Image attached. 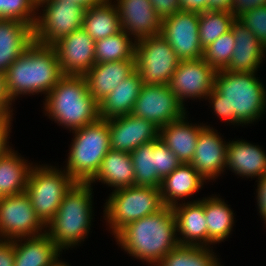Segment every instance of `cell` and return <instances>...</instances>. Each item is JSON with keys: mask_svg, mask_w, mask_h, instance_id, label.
Segmentation results:
<instances>
[{"mask_svg": "<svg viewBox=\"0 0 266 266\" xmlns=\"http://www.w3.org/2000/svg\"><path fill=\"white\" fill-rule=\"evenodd\" d=\"M259 78L253 72L218 70L214 89L206 98L215 115L237 126L261 119L266 112V89Z\"/></svg>", "mask_w": 266, "mask_h": 266, "instance_id": "6da1fadb", "label": "cell"}, {"mask_svg": "<svg viewBox=\"0 0 266 266\" xmlns=\"http://www.w3.org/2000/svg\"><path fill=\"white\" fill-rule=\"evenodd\" d=\"M116 242L129 256L148 265H156L175 247L176 220L171 206L145 216L123 227L115 236Z\"/></svg>", "mask_w": 266, "mask_h": 266, "instance_id": "7a4b0ae2", "label": "cell"}, {"mask_svg": "<svg viewBox=\"0 0 266 266\" xmlns=\"http://www.w3.org/2000/svg\"><path fill=\"white\" fill-rule=\"evenodd\" d=\"M5 75L8 93L15 102L21 95L41 93L46 96L64 73L54 47L33 42L9 66Z\"/></svg>", "mask_w": 266, "mask_h": 266, "instance_id": "3957f363", "label": "cell"}, {"mask_svg": "<svg viewBox=\"0 0 266 266\" xmlns=\"http://www.w3.org/2000/svg\"><path fill=\"white\" fill-rule=\"evenodd\" d=\"M44 98V114L70 132L100 118L84 76L64 75Z\"/></svg>", "mask_w": 266, "mask_h": 266, "instance_id": "277c9868", "label": "cell"}, {"mask_svg": "<svg viewBox=\"0 0 266 266\" xmlns=\"http://www.w3.org/2000/svg\"><path fill=\"white\" fill-rule=\"evenodd\" d=\"M92 187L89 183L76 182L65 194L57 213L46 225L45 233L62 252L79 246L88 238L94 215Z\"/></svg>", "mask_w": 266, "mask_h": 266, "instance_id": "5b68a950", "label": "cell"}, {"mask_svg": "<svg viewBox=\"0 0 266 266\" xmlns=\"http://www.w3.org/2000/svg\"><path fill=\"white\" fill-rule=\"evenodd\" d=\"M109 131L107 120L102 118L72 131L64 170L75 182L88 183L95 176L111 149Z\"/></svg>", "mask_w": 266, "mask_h": 266, "instance_id": "8992f818", "label": "cell"}, {"mask_svg": "<svg viewBox=\"0 0 266 266\" xmlns=\"http://www.w3.org/2000/svg\"><path fill=\"white\" fill-rule=\"evenodd\" d=\"M112 191L105 202L103 218L114 236L126 225L165 207L160 188L134 185Z\"/></svg>", "mask_w": 266, "mask_h": 266, "instance_id": "52a82bcc", "label": "cell"}, {"mask_svg": "<svg viewBox=\"0 0 266 266\" xmlns=\"http://www.w3.org/2000/svg\"><path fill=\"white\" fill-rule=\"evenodd\" d=\"M76 182L65 171L48 164L34 165L25 193L39 220L46 226L57 213L65 194Z\"/></svg>", "mask_w": 266, "mask_h": 266, "instance_id": "ba28073f", "label": "cell"}, {"mask_svg": "<svg viewBox=\"0 0 266 266\" xmlns=\"http://www.w3.org/2000/svg\"><path fill=\"white\" fill-rule=\"evenodd\" d=\"M45 5V6H44ZM34 32V42L53 45L61 37L82 28L86 9L68 1L40 0Z\"/></svg>", "mask_w": 266, "mask_h": 266, "instance_id": "9c48e42d", "label": "cell"}, {"mask_svg": "<svg viewBox=\"0 0 266 266\" xmlns=\"http://www.w3.org/2000/svg\"><path fill=\"white\" fill-rule=\"evenodd\" d=\"M135 60L143 84L151 85H168L180 61L161 34L137 40Z\"/></svg>", "mask_w": 266, "mask_h": 266, "instance_id": "30bf717a", "label": "cell"}, {"mask_svg": "<svg viewBox=\"0 0 266 266\" xmlns=\"http://www.w3.org/2000/svg\"><path fill=\"white\" fill-rule=\"evenodd\" d=\"M46 226L39 220L29 196H3L0 200V239L15 240L44 234Z\"/></svg>", "mask_w": 266, "mask_h": 266, "instance_id": "8fae6325", "label": "cell"}, {"mask_svg": "<svg viewBox=\"0 0 266 266\" xmlns=\"http://www.w3.org/2000/svg\"><path fill=\"white\" fill-rule=\"evenodd\" d=\"M186 110L168 85L143 84L131 114L160 129L182 118Z\"/></svg>", "mask_w": 266, "mask_h": 266, "instance_id": "7c38bea8", "label": "cell"}, {"mask_svg": "<svg viewBox=\"0 0 266 266\" xmlns=\"http://www.w3.org/2000/svg\"><path fill=\"white\" fill-rule=\"evenodd\" d=\"M199 14L181 10L162 20L160 34L180 61L203 58L204 49L199 40Z\"/></svg>", "mask_w": 266, "mask_h": 266, "instance_id": "4fadbf2b", "label": "cell"}, {"mask_svg": "<svg viewBox=\"0 0 266 266\" xmlns=\"http://www.w3.org/2000/svg\"><path fill=\"white\" fill-rule=\"evenodd\" d=\"M216 72L203 58L179 61L168 86L185 107V100L190 98L206 100L214 89Z\"/></svg>", "mask_w": 266, "mask_h": 266, "instance_id": "5bb4252c", "label": "cell"}, {"mask_svg": "<svg viewBox=\"0 0 266 266\" xmlns=\"http://www.w3.org/2000/svg\"><path fill=\"white\" fill-rule=\"evenodd\" d=\"M64 75L84 76L95 64V41L83 28L61 37L53 45Z\"/></svg>", "mask_w": 266, "mask_h": 266, "instance_id": "9a60e30c", "label": "cell"}, {"mask_svg": "<svg viewBox=\"0 0 266 266\" xmlns=\"http://www.w3.org/2000/svg\"><path fill=\"white\" fill-rule=\"evenodd\" d=\"M111 150L131 153L141 144L159 138V128L144 118L127 114L107 119Z\"/></svg>", "mask_w": 266, "mask_h": 266, "instance_id": "2e32d148", "label": "cell"}, {"mask_svg": "<svg viewBox=\"0 0 266 266\" xmlns=\"http://www.w3.org/2000/svg\"><path fill=\"white\" fill-rule=\"evenodd\" d=\"M114 5L118 11L121 30L135 41L160 35L162 20L150 0H115Z\"/></svg>", "mask_w": 266, "mask_h": 266, "instance_id": "e0dca14e", "label": "cell"}, {"mask_svg": "<svg viewBox=\"0 0 266 266\" xmlns=\"http://www.w3.org/2000/svg\"><path fill=\"white\" fill-rule=\"evenodd\" d=\"M199 133L195 154L190 164L205 179L215 180L225 172L226 142L210 125ZM224 140V141H223Z\"/></svg>", "mask_w": 266, "mask_h": 266, "instance_id": "ac0fdd59", "label": "cell"}, {"mask_svg": "<svg viewBox=\"0 0 266 266\" xmlns=\"http://www.w3.org/2000/svg\"><path fill=\"white\" fill-rule=\"evenodd\" d=\"M172 210L175 215L179 245L208 248L207 220L204 215V197L202 200L198 198V200L187 201V203L184 200L172 206Z\"/></svg>", "mask_w": 266, "mask_h": 266, "instance_id": "d6986e66", "label": "cell"}, {"mask_svg": "<svg viewBox=\"0 0 266 266\" xmlns=\"http://www.w3.org/2000/svg\"><path fill=\"white\" fill-rule=\"evenodd\" d=\"M235 39V47L229 65L230 72L256 73L266 56V47L238 19L231 25Z\"/></svg>", "mask_w": 266, "mask_h": 266, "instance_id": "ffe728a7", "label": "cell"}, {"mask_svg": "<svg viewBox=\"0 0 266 266\" xmlns=\"http://www.w3.org/2000/svg\"><path fill=\"white\" fill-rule=\"evenodd\" d=\"M242 178L259 179L266 174V153L259 146L246 140L229 141L225 169Z\"/></svg>", "mask_w": 266, "mask_h": 266, "instance_id": "44dd1931", "label": "cell"}, {"mask_svg": "<svg viewBox=\"0 0 266 266\" xmlns=\"http://www.w3.org/2000/svg\"><path fill=\"white\" fill-rule=\"evenodd\" d=\"M186 113L179 120L170 122L159 129V138L183 164H190L195 154L197 138L206 124H193Z\"/></svg>", "mask_w": 266, "mask_h": 266, "instance_id": "7402d4cb", "label": "cell"}, {"mask_svg": "<svg viewBox=\"0 0 266 266\" xmlns=\"http://www.w3.org/2000/svg\"><path fill=\"white\" fill-rule=\"evenodd\" d=\"M136 70V60L95 64L85 75L90 95L99 103Z\"/></svg>", "mask_w": 266, "mask_h": 266, "instance_id": "603a6c76", "label": "cell"}, {"mask_svg": "<svg viewBox=\"0 0 266 266\" xmlns=\"http://www.w3.org/2000/svg\"><path fill=\"white\" fill-rule=\"evenodd\" d=\"M33 26L17 20H0V72L9 66L34 42Z\"/></svg>", "mask_w": 266, "mask_h": 266, "instance_id": "cb8c5ba5", "label": "cell"}, {"mask_svg": "<svg viewBox=\"0 0 266 266\" xmlns=\"http://www.w3.org/2000/svg\"><path fill=\"white\" fill-rule=\"evenodd\" d=\"M12 241L14 266H51L62 254L46 233Z\"/></svg>", "mask_w": 266, "mask_h": 266, "instance_id": "d4e9b609", "label": "cell"}, {"mask_svg": "<svg viewBox=\"0 0 266 266\" xmlns=\"http://www.w3.org/2000/svg\"><path fill=\"white\" fill-rule=\"evenodd\" d=\"M206 180L191 164H180L166 176L160 185L161 197L165 206H174L178 201L194 195L202 189Z\"/></svg>", "mask_w": 266, "mask_h": 266, "instance_id": "484cf974", "label": "cell"}, {"mask_svg": "<svg viewBox=\"0 0 266 266\" xmlns=\"http://www.w3.org/2000/svg\"><path fill=\"white\" fill-rule=\"evenodd\" d=\"M142 86L139 72L135 70L98 103L100 118L107 120L131 114Z\"/></svg>", "mask_w": 266, "mask_h": 266, "instance_id": "4316f807", "label": "cell"}, {"mask_svg": "<svg viewBox=\"0 0 266 266\" xmlns=\"http://www.w3.org/2000/svg\"><path fill=\"white\" fill-rule=\"evenodd\" d=\"M96 181L116 189L135 185V171L130 153L109 150L103 158L95 176L88 182Z\"/></svg>", "mask_w": 266, "mask_h": 266, "instance_id": "83f0119b", "label": "cell"}, {"mask_svg": "<svg viewBox=\"0 0 266 266\" xmlns=\"http://www.w3.org/2000/svg\"><path fill=\"white\" fill-rule=\"evenodd\" d=\"M18 154L20 153L13 148L0 157V194L2 196L18 195L26 190L29 173L34 165Z\"/></svg>", "mask_w": 266, "mask_h": 266, "instance_id": "f1b7e54d", "label": "cell"}, {"mask_svg": "<svg viewBox=\"0 0 266 266\" xmlns=\"http://www.w3.org/2000/svg\"><path fill=\"white\" fill-rule=\"evenodd\" d=\"M224 199L216 195L204 198V215L207 220L208 248L229 238L234 226L233 210Z\"/></svg>", "mask_w": 266, "mask_h": 266, "instance_id": "f546056e", "label": "cell"}, {"mask_svg": "<svg viewBox=\"0 0 266 266\" xmlns=\"http://www.w3.org/2000/svg\"><path fill=\"white\" fill-rule=\"evenodd\" d=\"M113 0L85 11L82 28L94 41L121 31L119 15Z\"/></svg>", "mask_w": 266, "mask_h": 266, "instance_id": "4dcf8cb0", "label": "cell"}, {"mask_svg": "<svg viewBox=\"0 0 266 266\" xmlns=\"http://www.w3.org/2000/svg\"><path fill=\"white\" fill-rule=\"evenodd\" d=\"M130 156L135 171V186L160 188L162 180L157 176V140L141 144Z\"/></svg>", "mask_w": 266, "mask_h": 266, "instance_id": "1f68e13d", "label": "cell"}, {"mask_svg": "<svg viewBox=\"0 0 266 266\" xmlns=\"http://www.w3.org/2000/svg\"><path fill=\"white\" fill-rule=\"evenodd\" d=\"M136 41L123 30L95 41V62H115L121 60H135Z\"/></svg>", "mask_w": 266, "mask_h": 266, "instance_id": "d6a6232c", "label": "cell"}, {"mask_svg": "<svg viewBox=\"0 0 266 266\" xmlns=\"http://www.w3.org/2000/svg\"><path fill=\"white\" fill-rule=\"evenodd\" d=\"M212 248L178 245L158 264L159 266H223Z\"/></svg>", "mask_w": 266, "mask_h": 266, "instance_id": "836d02e7", "label": "cell"}, {"mask_svg": "<svg viewBox=\"0 0 266 266\" xmlns=\"http://www.w3.org/2000/svg\"><path fill=\"white\" fill-rule=\"evenodd\" d=\"M235 16L230 11L208 10L199 14V40L204 49L231 30Z\"/></svg>", "mask_w": 266, "mask_h": 266, "instance_id": "e575fe53", "label": "cell"}, {"mask_svg": "<svg viewBox=\"0 0 266 266\" xmlns=\"http://www.w3.org/2000/svg\"><path fill=\"white\" fill-rule=\"evenodd\" d=\"M234 47L235 39L230 30L204 48L203 59L217 71L225 69L231 61Z\"/></svg>", "mask_w": 266, "mask_h": 266, "instance_id": "d590c367", "label": "cell"}, {"mask_svg": "<svg viewBox=\"0 0 266 266\" xmlns=\"http://www.w3.org/2000/svg\"><path fill=\"white\" fill-rule=\"evenodd\" d=\"M37 13L36 0H0V20H17L34 27Z\"/></svg>", "mask_w": 266, "mask_h": 266, "instance_id": "8d00e7d4", "label": "cell"}, {"mask_svg": "<svg viewBox=\"0 0 266 266\" xmlns=\"http://www.w3.org/2000/svg\"><path fill=\"white\" fill-rule=\"evenodd\" d=\"M238 20L266 47V6L248 11L241 15Z\"/></svg>", "mask_w": 266, "mask_h": 266, "instance_id": "74e56055", "label": "cell"}, {"mask_svg": "<svg viewBox=\"0 0 266 266\" xmlns=\"http://www.w3.org/2000/svg\"><path fill=\"white\" fill-rule=\"evenodd\" d=\"M182 164L177 156L163 143L157 139V176L163 180Z\"/></svg>", "mask_w": 266, "mask_h": 266, "instance_id": "f35d334b", "label": "cell"}, {"mask_svg": "<svg viewBox=\"0 0 266 266\" xmlns=\"http://www.w3.org/2000/svg\"><path fill=\"white\" fill-rule=\"evenodd\" d=\"M161 20L182 10L179 0H150Z\"/></svg>", "mask_w": 266, "mask_h": 266, "instance_id": "ab89813d", "label": "cell"}, {"mask_svg": "<svg viewBox=\"0 0 266 266\" xmlns=\"http://www.w3.org/2000/svg\"><path fill=\"white\" fill-rule=\"evenodd\" d=\"M266 6V0H231V13L238 19L257 7Z\"/></svg>", "mask_w": 266, "mask_h": 266, "instance_id": "60d3db41", "label": "cell"}, {"mask_svg": "<svg viewBox=\"0 0 266 266\" xmlns=\"http://www.w3.org/2000/svg\"><path fill=\"white\" fill-rule=\"evenodd\" d=\"M14 101L11 99L7 89L6 75L0 72V109L8 116L13 117L12 105Z\"/></svg>", "mask_w": 266, "mask_h": 266, "instance_id": "b9f144b4", "label": "cell"}, {"mask_svg": "<svg viewBox=\"0 0 266 266\" xmlns=\"http://www.w3.org/2000/svg\"><path fill=\"white\" fill-rule=\"evenodd\" d=\"M256 182L257 189H256V200L259 215L262 217L264 223L266 224V174L259 178Z\"/></svg>", "mask_w": 266, "mask_h": 266, "instance_id": "7bdbcfd3", "label": "cell"}, {"mask_svg": "<svg viewBox=\"0 0 266 266\" xmlns=\"http://www.w3.org/2000/svg\"><path fill=\"white\" fill-rule=\"evenodd\" d=\"M0 266H14L13 241L0 239Z\"/></svg>", "mask_w": 266, "mask_h": 266, "instance_id": "ee69618b", "label": "cell"}, {"mask_svg": "<svg viewBox=\"0 0 266 266\" xmlns=\"http://www.w3.org/2000/svg\"><path fill=\"white\" fill-rule=\"evenodd\" d=\"M13 117H9L2 125H0V157L6 154L9 150L12 149V146H9V138L12 125Z\"/></svg>", "mask_w": 266, "mask_h": 266, "instance_id": "f6af8a7d", "label": "cell"}, {"mask_svg": "<svg viewBox=\"0 0 266 266\" xmlns=\"http://www.w3.org/2000/svg\"><path fill=\"white\" fill-rule=\"evenodd\" d=\"M183 11L205 12L208 11V0H179Z\"/></svg>", "mask_w": 266, "mask_h": 266, "instance_id": "bcb514c9", "label": "cell"}, {"mask_svg": "<svg viewBox=\"0 0 266 266\" xmlns=\"http://www.w3.org/2000/svg\"><path fill=\"white\" fill-rule=\"evenodd\" d=\"M208 10H225L231 12V0H208Z\"/></svg>", "mask_w": 266, "mask_h": 266, "instance_id": "7dc6e473", "label": "cell"}, {"mask_svg": "<svg viewBox=\"0 0 266 266\" xmlns=\"http://www.w3.org/2000/svg\"><path fill=\"white\" fill-rule=\"evenodd\" d=\"M60 1H68L71 3H75L87 10L95 6L103 5L108 0H60Z\"/></svg>", "mask_w": 266, "mask_h": 266, "instance_id": "c3c4849f", "label": "cell"}, {"mask_svg": "<svg viewBox=\"0 0 266 266\" xmlns=\"http://www.w3.org/2000/svg\"><path fill=\"white\" fill-rule=\"evenodd\" d=\"M51 266H71L67 262L61 261V259H57Z\"/></svg>", "mask_w": 266, "mask_h": 266, "instance_id": "681fc988", "label": "cell"}, {"mask_svg": "<svg viewBox=\"0 0 266 266\" xmlns=\"http://www.w3.org/2000/svg\"><path fill=\"white\" fill-rule=\"evenodd\" d=\"M9 117L0 109V125H2Z\"/></svg>", "mask_w": 266, "mask_h": 266, "instance_id": "f907efd6", "label": "cell"}]
</instances>
